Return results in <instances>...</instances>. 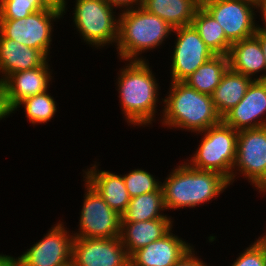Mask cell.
Segmentation results:
<instances>
[{"mask_svg":"<svg viewBox=\"0 0 266 266\" xmlns=\"http://www.w3.org/2000/svg\"><path fill=\"white\" fill-rule=\"evenodd\" d=\"M229 184V180L218 172L184 164L161 185L165 208L195 207L216 197Z\"/></svg>","mask_w":266,"mask_h":266,"instance_id":"1","label":"cell"},{"mask_svg":"<svg viewBox=\"0 0 266 266\" xmlns=\"http://www.w3.org/2000/svg\"><path fill=\"white\" fill-rule=\"evenodd\" d=\"M164 103V124L202 132L222 121L210 95L189 87L184 82L171 83Z\"/></svg>","mask_w":266,"mask_h":266,"instance_id":"2","label":"cell"},{"mask_svg":"<svg viewBox=\"0 0 266 266\" xmlns=\"http://www.w3.org/2000/svg\"><path fill=\"white\" fill-rule=\"evenodd\" d=\"M131 60L121 72L119 93L124 114L129 123H151L156 106L157 84L147 63L142 59Z\"/></svg>","mask_w":266,"mask_h":266,"instance_id":"3","label":"cell"},{"mask_svg":"<svg viewBox=\"0 0 266 266\" xmlns=\"http://www.w3.org/2000/svg\"><path fill=\"white\" fill-rule=\"evenodd\" d=\"M129 9L118 20L117 46L121 58L135 61L139 52L161 44L174 28L141 6L138 10Z\"/></svg>","mask_w":266,"mask_h":266,"instance_id":"4","label":"cell"},{"mask_svg":"<svg viewBox=\"0 0 266 266\" xmlns=\"http://www.w3.org/2000/svg\"><path fill=\"white\" fill-rule=\"evenodd\" d=\"M205 136L196 154L192 158V168L215 171L229 180L234 179L238 131L227 126L223 121L202 131Z\"/></svg>","mask_w":266,"mask_h":266,"instance_id":"5","label":"cell"},{"mask_svg":"<svg viewBox=\"0 0 266 266\" xmlns=\"http://www.w3.org/2000/svg\"><path fill=\"white\" fill-rule=\"evenodd\" d=\"M63 11L49 6L20 19H0V38L13 39L41 51L46 57L51 42V20Z\"/></svg>","mask_w":266,"mask_h":266,"instance_id":"6","label":"cell"},{"mask_svg":"<svg viewBox=\"0 0 266 266\" xmlns=\"http://www.w3.org/2000/svg\"><path fill=\"white\" fill-rule=\"evenodd\" d=\"M111 7L105 0H77L74 22L89 44L98 47L117 42L119 22L114 19Z\"/></svg>","mask_w":266,"mask_h":266,"instance_id":"7","label":"cell"},{"mask_svg":"<svg viewBox=\"0 0 266 266\" xmlns=\"http://www.w3.org/2000/svg\"><path fill=\"white\" fill-rule=\"evenodd\" d=\"M201 6L221 25L231 43L252 37L257 26L253 21V3L245 0H201Z\"/></svg>","mask_w":266,"mask_h":266,"instance_id":"8","label":"cell"},{"mask_svg":"<svg viewBox=\"0 0 266 266\" xmlns=\"http://www.w3.org/2000/svg\"><path fill=\"white\" fill-rule=\"evenodd\" d=\"M80 216V233L74 238H102L111 239L120 237L121 215L112 210L102 196L87 182Z\"/></svg>","mask_w":266,"mask_h":266,"instance_id":"9","label":"cell"},{"mask_svg":"<svg viewBox=\"0 0 266 266\" xmlns=\"http://www.w3.org/2000/svg\"><path fill=\"white\" fill-rule=\"evenodd\" d=\"M235 166L260 191L266 190V126L238 131Z\"/></svg>","mask_w":266,"mask_h":266,"instance_id":"10","label":"cell"},{"mask_svg":"<svg viewBox=\"0 0 266 266\" xmlns=\"http://www.w3.org/2000/svg\"><path fill=\"white\" fill-rule=\"evenodd\" d=\"M177 42L172 60V81L184 82L215 54L205 45L192 25L174 28Z\"/></svg>","mask_w":266,"mask_h":266,"instance_id":"11","label":"cell"},{"mask_svg":"<svg viewBox=\"0 0 266 266\" xmlns=\"http://www.w3.org/2000/svg\"><path fill=\"white\" fill-rule=\"evenodd\" d=\"M129 260L120 237L74 238V266H124Z\"/></svg>","mask_w":266,"mask_h":266,"instance_id":"12","label":"cell"},{"mask_svg":"<svg viewBox=\"0 0 266 266\" xmlns=\"http://www.w3.org/2000/svg\"><path fill=\"white\" fill-rule=\"evenodd\" d=\"M62 224L20 256L22 266H64L72 262L74 236H67Z\"/></svg>","mask_w":266,"mask_h":266,"instance_id":"13","label":"cell"},{"mask_svg":"<svg viewBox=\"0 0 266 266\" xmlns=\"http://www.w3.org/2000/svg\"><path fill=\"white\" fill-rule=\"evenodd\" d=\"M265 112L266 80H254L243 99L222 117V121L236 131L260 128L266 126L265 120H254Z\"/></svg>","mask_w":266,"mask_h":266,"instance_id":"14","label":"cell"},{"mask_svg":"<svg viewBox=\"0 0 266 266\" xmlns=\"http://www.w3.org/2000/svg\"><path fill=\"white\" fill-rule=\"evenodd\" d=\"M190 249V245L169 231L162 238L135 251L129 259L135 266H173Z\"/></svg>","mask_w":266,"mask_h":266,"instance_id":"15","label":"cell"},{"mask_svg":"<svg viewBox=\"0 0 266 266\" xmlns=\"http://www.w3.org/2000/svg\"><path fill=\"white\" fill-rule=\"evenodd\" d=\"M48 69L46 61L38 68L14 72L5 79L8 101L13 110L25 99L47 91L51 79Z\"/></svg>","mask_w":266,"mask_h":266,"instance_id":"16","label":"cell"},{"mask_svg":"<svg viewBox=\"0 0 266 266\" xmlns=\"http://www.w3.org/2000/svg\"><path fill=\"white\" fill-rule=\"evenodd\" d=\"M171 225L170 218L121 222L120 238L128 256L130 257L135 251L162 238L170 231Z\"/></svg>","mask_w":266,"mask_h":266,"instance_id":"17","label":"cell"},{"mask_svg":"<svg viewBox=\"0 0 266 266\" xmlns=\"http://www.w3.org/2000/svg\"><path fill=\"white\" fill-rule=\"evenodd\" d=\"M46 59L47 57L35 48L13 39L0 38V71L5 73L4 80L14 72L38 68Z\"/></svg>","mask_w":266,"mask_h":266,"instance_id":"18","label":"cell"},{"mask_svg":"<svg viewBox=\"0 0 266 266\" xmlns=\"http://www.w3.org/2000/svg\"><path fill=\"white\" fill-rule=\"evenodd\" d=\"M228 60L232 71L248 77L263 69L266 70L261 43L255 35L233 43L228 53ZM255 80H266V75H261Z\"/></svg>","mask_w":266,"mask_h":266,"instance_id":"19","label":"cell"},{"mask_svg":"<svg viewBox=\"0 0 266 266\" xmlns=\"http://www.w3.org/2000/svg\"><path fill=\"white\" fill-rule=\"evenodd\" d=\"M95 167L96 165L87 171L85 182L102 196L112 210L122 215L131 200L123 176L109 171H98L97 173Z\"/></svg>","mask_w":266,"mask_h":266,"instance_id":"20","label":"cell"},{"mask_svg":"<svg viewBox=\"0 0 266 266\" xmlns=\"http://www.w3.org/2000/svg\"><path fill=\"white\" fill-rule=\"evenodd\" d=\"M201 0H142L141 7L173 28L191 25Z\"/></svg>","mask_w":266,"mask_h":266,"instance_id":"21","label":"cell"},{"mask_svg":"<svg viewBox=\"0 0 266 266\" xmlns=\"http://www.w3.org/2000/svg\"><path fill=\"white\" fill-rule=\"evenodd\" d=\"M250 78L234 72L230 68L223 74L220 84L211 95L214 107L221 117L243 99L249 86L254 81Z\"/></svg>","mask_w":266,"mask_h":266,"instance_id":"22","label":"cell"},{"mask_svg":"<svg viewBox=\"0 0 266 266\" xmlns=\"http://www.w3.org/2000/svg\"><path fill=\"white\" fill-rule=\"evenodd\" d=\"M191 25L215 55H228L232 44L226 39L221 25L201 5Z\"/></svg>","mask_w":266,"mask_h":266,"instance_id":"23","label":"cell"},{"mask_svg":"<svg viewBox=\"0 0 266 266\" xmlns=\"http://www.w3.org/2000/svg\"><path fill=\"white\" fill-rule=\"evenodd\" d=\"M228 68V55H214L190 75L184 83L200 93L211 96Z\"/></svg>","mask_w":266,"mask_h":266,"instance_id":"24","label":"cell"},{"mask_svg":"<svg viewBox=\"0 0 266 266\" xmlns=\"http://www.w3.org/2000/svg\"><path fill=\"white\" fill-rule=\"evenodd\" d=\"M166 209L163 191L160 187L155 192L132 197L126 210L121 215V222H141L158 218H167L159 214V210Z\"/></svg>","mask_w":266,"mask_h":266,"instance_id":"25","label":"cell"},{"mask_svg":"<svg viewBox=\"0 0 266 266\" xmlns=\"http://www.w3.org/2000/svg\"><path fill=\"white\" fill-rule=\"evenodd\" d=\"M46 92L47 91L31 96L19 103V105H25L27 118L33 124L36 122L46 123L56 112L55 101Z\"/></svg>","mask_w":266,"mask_h":266,"instance_id":"26","label":"cell"},{"mask_svg":"<svg viewBox=\"0 0 266 266\" xmlns=\"http://www.w3.org/2000/svg\"><path fill=\"white\" fill-rule=\"evenodd\" d=\"M43 0H0V19H20L47 9Z\"/></svg>","mask_w":266,"mask_h":266,"instance_id":"27","label":"cell"},{"mask_svg":"<svg viewBox=\"0 0 266 266\" xmlns=\"http://www.w3.org/2000/svg\"><path fill=\"white\" fill-rule=\"evenodd\" d=\"M129 196L135 197L145 193L155 192L161 184L155 181L154 177L144 170H133L123 177Z\"/></svg>","mask_w":266,"mask_h":266,"instance_id":"28","label":"cell"},{"mask_svg":"<svg viewBox=\"0 0 266 266\" xmlns=\"http://www.w3.org/2000/svg\"><path fill=\"white\" fill-rule=\"evenodd\" d=\"M232 266H266V255L263 247L255 242L238 257Z\"/></svg>","mask_w":266,"mask_h":266,"instance_id":"29","label":"cell"},{"mask_svg":"<svg viewBox=\"0 0 266 266\" xmlns=\"http://www.w3.org/2000/svg\"><path fill=\"white\" fill-rule=\"evenodd\" d=\"M14 111L8 101L7 86L4 79H0V119Z\"/></svg>","mask_w":266,"mask_h":266,"instance_id":"30","label":"cell"},{"mask_svg":"<svg viewBox=\"0 0 266 266\" xmlns=\"http://www.w3.org/2000/svg\"><path fill=\"white\" fill-rule=\"evenodd\" d=\"M173 266H207L203 263V261H199L192 254V249H190L178 262H176Z\"/></svg>","mask_w":266,"mask_h":266,"instance_id":"31","label":"cell"},{"mask_svg":"<svg viewBox=\"0 0 266 266\" xmlns=\"http://www.w3.org/2000/svg\"><path fill=\"white\" fill-rule=\"evenodd\" d=\"M0 266H22L20 257L14 259L13 257L0 255Z\"/></svg>","mask_w":266,"mask_h":266,"instance_id":"32","label":"cell"},{"mask_svg":"<svg viewBox=\"0 0 266 266\" xmlns=\"http://www.w3.org/2000/svg\"><path fill=\"white\" fill-rule=\"evenodd\" d=\"M111 6H130L131 4L138 3L139 6L142 5V0H105Z\"/></svg>","mask_w":266,"mask_h":266,"instance_id":"33","label":"cell"},{"mask_svg":"<svg viewBox=\"0 0 266 266\" xmlns=\"http://www.w3.org/2000/svg\"><path fill=\"white\" fill-rule=\"evenodd\" d=\"M255 36L260 40L261 48L266 60V30L257 28Z\"/></svg>","mask_w":266,"mask_h":266,"instance_id":"34","label":"cell"},{"mask_svg":"<svg viewBox=\"0 0 266 266\" xmlns=\"http://www.w3.org/2000/svg\"><path fill=\"white\" fill-rule=\"evenodd\" d=\"M48 6L60 9L65 12V0H43Z\"/></svg>","mask_w":266,"mask_h":266,"instance_id":"35","label":"cell"},{"mask_svg":"<svg viewBox=\"0 0 266 266\" xmlns=\"http://www.w3.org/2000/svg\"><path fill=\"white\" fill-rule=\"evenodd\" d=\"M257 7H260V10L262 11L263 13V18H264V21H265V27L264 28H260V27H257L258 29H263V30H266V0H261L259 2V4L256 6Z\"/></svg>","mask_w":266,"mask_h":266,"instance_id":"36","label":"cell"},{"mask_svg":"<svg viewBox=\"0 0 266 266\" xmlns=\"http://www.w3.org/2000/svg\"><path fill=\"white\" fill-rule=\"evenodd\" d=\"M257 242L263 247V250L266 255V236L260 238V240L258 239Z\"/></svg>","mask_w":266,"mask_h":266,"instance_id":"37","label":"cell"},{"mask_svg":"<svg viewBox=\"0 0 266 266\" xmlns=\"http://www.w3.org/2000/svg\"><path fill=\"white\" fill-rule=\"evenodd\" d=\"M245 1H248L250 3H253L254 5L257 6L261 0H245Z\"/></svg>","mask_w":266,"mask_h":266,"instance_id":"38","label":"cell"},{"mask_svg":"<svg viewBox=\"0 0 266 266\" xmlns=\"http://www.w3.org/2000/svg\"><path fill=\"white\" fill-rule=\"evenodd\" d=\"M124 266H135L130 260Z\"/></svg>","mask_w":266,"mask_h":266,"instance_id":"39","label":"cell"},{"mask_svg":"<svg viewBox=\"0 0 266 266\" xmlns=\"http://www.w3.org/2000/svg\"><path fill=\"white\" fill-rule=\"evenodd\" d=\"M64 266H74V263L73 262H70V263H68V264H66Z\"/></svg>","mask_w":266,"mask_h":266,"instance_id":"40","label":"cell"}]
</instances>
